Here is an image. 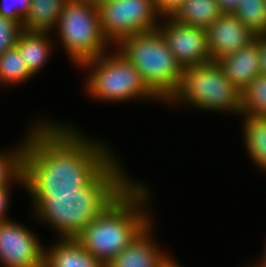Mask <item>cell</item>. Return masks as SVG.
Here are the masks:
<instances>
[{
  "label": "cell",
  "mask_w": 266,
  "mask_h": 267,
  "mask_svg": "<svg viewBox=\"0 0 266 267\" xmlns=\"http://www.w3.org/2000/svg\"><path fill=\"white\" fill-rule=\"evenodd\" d=\"M114 47L134 65L164 104L177 91L183 68L158 28L124 37Z\"/></svg>",
  "instance_id": "4"
},
{
  "label": "cell",
  "mask_w": 266,
  "mask_h": 267,
  "mask_svg": "<svg viewBox=\"0 0 266 267\" xmlns=\"http://www.w3.org/2000/svg\"><path fill=\"white\" fill-rule=\"evenodd\" d=\"M217 3L223 13H234L238 8L240 0H217Z\"/></svg>",
  "instance_id": "28"
},
{
  "label": "cell",
  "mask_w": 266,
  "mask_h": 267,
  "mask_svg": "<svg viewBox=\"0 0 266 267\" xmlns=\"http://www.w3.org/2000/svg\"><path fill=\"white\" fill-rule=\"evenodd\" d=\"M17 221L0 222V263L4 267H44L45 247Z\"/></svg>",
  "instance_id": "9"
},
{
  "label": "cell",
  "mask_w": 266,
  "mask_h": 267,
  "mask_svg": "<svg viewBox=\"0 0 266 267\" xmlns=\"http://www.w3.org/2000/svg\"><path fill=\"white\" fill-rule=\"evenodd\" d=\"M82 62L78 67L91 69L85 84L89 96L106 102L161 99L149 88L134 65L117 49ZM111 52V53H110ZM84 67V68H83ZM94 67V68H93Z\"/></svg>",
  "instance_id": "5"
},
{
  "label": "cell",
  "mask_w": 266,
  "mask_h": 267,
  "mask_svg": "<svg viewBox=\"0 0 266 267\" xmlns=\"http://www.w3.org/2000/svg\"><path fill=\"white\" fill-rule=\"evenodd\" d=\"M44 267H105L76 239H59L45 249Z\"/></svg>",
  "instance_id": "14"
},
{
  "label": "cell",
  "mask_w": 266,
  "mask_h": 267,
  "mask_svg": "<svg viewBox=\"0 0 266 267\" xmlns=\"http://www.w3.org/2000/svg\"><path fill=\"white\" fill-rule=\"evenodd\" d=\"M260 74L266 75V35H260Z\"/></svg>",
  "instance_id": "27"
},
{
  "label": "cell",
  "mask_w": 266,
  "mask_h": 267,
  "mask_svg": "<svg viewBox=\"0 0 266 267\" xmlns=\"http://www.w3.org/2000/svg\"><path fill=\"white\" fill-rule=\"evenodd\" d=\"M149 192L144 183L133 182L82 230L76 241L103 265H107L153 221L146 211L151 197Z\"/></svg>",
  "instance_id": "3"
},
{
  "label": "cell",
  "mask_w": 266,
  "mask_h": 267,
  "mask_svg": "<svg viewBox=\"0 0 266 267\" xmlns=\"http://www.w3.org/2000/svg\"><path fill=\"white\" fill-rule=\"evenodd\" d=\"M151 221L132 242L105 267H168L175 259L154 242ZM160 248V249H159Z\"/></svg>",
  "instance_id": "12"
},
{
  "label": "cell",
  "mask_w": 266,
  "mask_h": 267,
  "mask_svg": "<svg viewBox=\"0 0 266 267\" xmlns=\"http://www.w3.org/2000/svg\"><path fill=\"white\" fill-rule=\"evenodd\" d=\"M168 267H181V265L178 264L176 260H174L173 262L170 263Z\"/></svg>",
  "instance_id": "31"
},
{
  "label": "cell",
  "mask_w": 266,
  "mask_h": 267,
  "mask_svg": "<svg viewBox=\"0 0 266 267\" xmlns=\"http://www.w3.org/2000/svg\"><path fill=\"white\" fill-rule=\"evenodd\" d=\"M241 115L266 117V75L256 76L241 92Z\"/></svg>",
  "instance_id": "21"
},
{
  "label": "cell",
  "mask_w": 266,
  "mask_h": 267,
  "mask_svg": "<svg viewBox=\"0 0 266 267\" xmlns=\"http://www.w3.org/2000/svg\"><path fill=\"white\" fill-rule=\"evenodd\" d=\"M56 28L64 51L76 66L100 57L111 46L103 34L97 7L83 0L65 3Z\"/></svg>",
  "instance_id": "7"
},
{
  "label": "cell",
  "mask_w": 266,
  "mask_h": 267,
  "mask_svg": "<svg viewBox=\"0 0 266 267\" xmlns=\"http://www.w3.org/2000/svg\"><path fill=\"white\" fill-rule=\"evenodd\" d=\"M259 52L260 36H256V39L246 47L217 61L226 78L241 92L260 74Z\"/></svg>",
  "instance_id": "13"
},
{
  "label": "cell",
  "mask_w": 266,
  "mask_h": 267,
  "mask_svg": "<svg viewBox=\"0 0 266 267\" xmlns=\"http://www.w3.org/2000/svg\"><path fill=\"white\" fill-rule=\"evenodd\" d=\"M22 140L14 150L0 151V187L13 186V183L24 187L23 156L26 136Z\"/></svg>",
  "instance_id": "19"
},
{
  "label": "cell",
  "mask_w": 266,
  "mask_h": 267,
  "mask_svg": "<svg viewBox=\"0 0 266 267\" xmlns=\"http://www.w3.org/2000/svg\"><path fill=\"white\" fill-rule=\"evenodd\" d=\"M22 25L15 20L0 15V55L16 46Z\"/></svg>",
  "instance_id": "23"
},
{
  "label": "cell",
  "mask_w": 266,
  "mask_h": 267,
  "mask_svg": "<svg viewBox=\"0 0 266 267\" xmlns=\"http://www.w3.org/2000/svg\"><path fill=\"white\" fill-rule=\"evenodd\" d=\"M264 253H263V257L260 259V261H258L257 263H253L251 265H247L246 267H266V242L264 245Z\"/></svg>",
  "instance_id": "29"
},
{
  "label": "cell",
  "mask_w": 266,
  "mask_h": 267,
  "mask_svg": "<svg viewBox=\"0 0 266 267\" xmlns=\"http://www.w3.org/2000/svg\"><path fill=\"white\" fill-rule=\"evenodd\" d=\"M30 7L31 0H0V15L22 25Z\"/></svg>",
  "instance_id": "24"
},
{
  "label": "cell",
  "mask_w": 266,
  "mask_h": 267,
  "mask_svg": "<svg viewBox=\"0 0 266 267\" xmlns=\"http://www.w3.org/2000/svg\"><path fill=\"white\" fill-rule=\"evenodd\" d=\"M184 0H154L158 15L162 18L172 17Z\"/></svg>",
  "instance_id": "25"
},
{
  "label": "cell",
  "mask_w": 266,
  "mask_h": 267,
  "mask_svg": "<svg viewBox=\"0 0 266 267\" xmlns=\"http://www.w3.org/2000/svg\"><path fill=\"white\" fill-rule=\"evenodd\" d=\"M158 29L183 69L211 62L205 29L180 24L171 17H162Z\"/></svg>",
  "instance_id": "10"
},
{
  "label": "cell",
  "mask_w": 266,
  "mask_h": 267,
  "mask_svg": "<svg viewBox=\"0 0 266 267\" xmlns=\"http://www.w3.org/2000/svg\"><path fill=\"white\" fill-rule=\"evenodd\" d=\"M233 14L256 36L266 35V0H240Z\"/></svg>",
  "instance_id": "22"
},
{
  "label": "cell",
  "mask_w": 266,
  "mask_h": 267,
  "mask_svg": "<svg viewBox=\"0 0 266 267\" xmlns=\"http://www.w3.org/2000/svg\"><path fill=\"white\" fill-rule=\"evenodd\" d=\"M240 116L244 118L243 136L247 153L253 163L266 172V117Z\"/></svg>",
  "instance_id": "18"
},
{
  "label": "cell",
  "mask_w": 266,
  "mask_h": 267,
  "mask_svg": "<svg viewBox=\"0 0 266 267\" xmlns=\"http://www.w3.org/2000/svg\"><path fill=\"white\" fill-rule=\"evenodd\" d=\"M52 41L50 32L23 30L19 35L16 47L33 75L41 71L50 58L51 52L54 50Z\"/></svg>",
  "instance_id": "15"
},
{
  "label": "cell",
  "mask_w": 266,
  "mask_h": 267,
  "mask_svg": "<svg viewBox=\"0 0 266 267\" xmlns=\"http://www.w3.org/2000/svg\"><path fill=\"white\" fill-rule=\"evenodd\" d=\"M222 14L217 0H184L171 18L180 24L207 30Z\"/></svg>",
  "instance_id": "16"
},
{
  "label": "cell",
  "mask_w": 266,
  "mask_h": 267,
  "mask_svg": "<svg viewBox=\"0 0 266 267\" xmlns=\"http://www.w3.org/2000/svg\"><path fill=\"white\" fill-rule=\"evenodd\" d=\"M104 36L112 45L124 37L158 28L154 0H109L97 7Z\"/></svg>",
  "instance_id": "8"
},
{
  "label": "cell",
  "mask_w": 266,
  "mask_h": 267,
  "mask_svg": "<svg viewBox=\"0 0 266 267\" xmlns=\"http://www.w3.org/2000/svg\"><path fill=\"white\" fill-rule=\"evenodd\" d=\"M12 186L0 187V222L10 220L7 215L10 206V189Z\"/></svg>",
  "instance_id": "26"
},
{
  "label": "cell",
  "mask_w": 266,
  "mask_h": 267,
  "mask_svg": "<svg viewBox=\"0 0 266 267\" xmlns=\"http://www.w3.org/2000/svg\"><path fill=\"white\" fill-rule=\"evenodd\" d=\"M169 103L241 115V91L226 78L217 61L184 68L177 91L165 104Z\"/></svg>",
  "instance_id": "6"
},
{
  "label": "cell",
  "mask_w": 266,
  "mask_h": 267,
  "mask_svg": "<svg viewBox=\"0 0 266 267\" xmlns=\"http://www.w3.org/2000/svg\"><path fill=\"white\" fill-rule=\"evenodd\" d=\"M68 0H31L29 13L22 23L25 31L52 32Z\"/></svg>",
  "instance_id": "17"
},
{
  "label": "cell",
  "mask_w": 266,
  "mask_h": 267,
  "mask_svg": "<svg viewBox=\"0 0 266 267\" xmlns=\"http://www.w3.org/2000/svg\"><path fill=\"white\" fill-rule=\"evenodd\" d=\"M83 1H86V2L89 3V4H92V5L96 6V7H98V6H100L102 3H105V2H107V1H109V0H83Z\"/></svg>",
  "instance_id": "30"
},
{
  "label": "cell",
  "mask_w": 266,
  "mask_h": 267,
  "mask_svg": "<svg viewBox=\"0 0 266 267\" xmlns=\"http://www.w3.org/2000/svg\"><path fill=\"white\" fill-rule=\"evenodd\" d=\"M33 76L16 46L0 55V84L3 86L23 83Z\"/></svg>",
  "instance_id": "20"
},
{
  "label": "cell",
  "mask_w": 266,
  "mask_h": 267,
  "mask_svg": "<svg viewBox=\"0 0 266 267\" xmlns=\"http://www.w3.org/2000/svg\"><path fill=\"white\" fill-rule=\"evenodd\" d=\"M116 158L78 191L50 192L34 208L36 219L51 225L60 239H75L134 182Z\"/></svg>",
  "instance_id": "2"
},
{
  "label": "cell",
  "mask_w": 266,
  "mask_h": 267,
  "mask_svg": "<svg viewBox=\"0 0 266 267\" xmlns=\"http://www.w3.org/2000/svg\"><path fill=\"white\" fill-rule=\"evenodd\" d=\"M206 32L211 61L237 52L256 39V35L233 13H223Z\"/></svg>",
  "instance_id": "11"
},
{
  "label": "cell",
  "mask_w": 266,
  "mask_h": 267,
  "mask_svg": "<svg viewBox=\"0 0 266 267\" xmlns=\"http://www.w3.org/2000/svg\"><path fill=\"white\" fill-rule=\"evenodd\" d=\"M50 121L39 120L26 135L23 177L32 209L50 192L83 188L115 156L106 142Z\"/></svg>",
  "instance_id": "1"
}]
</instances>
